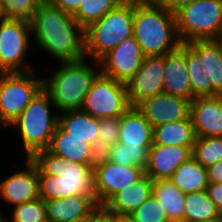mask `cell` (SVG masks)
<instances>
[{
    "instance_id": "cell-50",
    "label": "cell",
    "mask_w": 222,
    "mask_h": 222,
    "mask_svg": "<svg viewBox=\"0 0 222 222\" xmlns=\"http://www.w3.org/2000/svg\"><path fill=\"white\" fill-rule=\"evenodd\" d=\"M123 2H130V3H132V0H123Z\"/></svg>"
},
{
    "instance_id": "cell-3",
    "label": "cell",
    "mask_w": 222,
    "mask_h": 222,
    "mask_svg": "<svg viewBox=\"0 0 222 222\" xmlns=\"http://www.w3.org/2000/svg\"><path fill=\"white\" fill-rule=\"evenodd\" d=\"M86 61L87 58L59 62L61 65L52 71L51 76L43 77V90L50 96L53 110L56 109L58 114L81 110L93 80L101 72L99 62L91 60L92 65Z\"/></svg>"
},
{
    "instance_id": "cell-44",
    "label": "cell",
    "mask_w": 222,
    "mask_h": 222,
    "mask_svg": "<svg viewBox=\"0 0 222 222\" xmlns=\"http://www.w3.org/2000/svg\"><path fill=\"white\" fill-rule=\"evenodd\" d=\"M155 0H132V3L134 4H147V3H153Z\"/></svg>"
},
{
    "instance_id": "cell-20",
    "label": "cell",
    "mask_w": 222,
    "mask_h": 222,
    "mask_svg": "<svg viewBox=\"0 0 222 222\" xmlns=\"http://www.w3.org/2000/svg\"><path fill=\"white\" fill-rule=\"evenodd\" d=\"M118 141L133 149L152 146L153 126L136 106H131L120 116Z\"/></svg>"
},
{
    "instance_id": "cell-12",
    "label": "cell",
    "mask_w": 222,
    "mask_h": 222,
    "mask_svg": "<svg viewBox=\"0 0 222 222\" xmlns=\"http://www.w3.org/2000/svg\"><path fill=\"white\" fill-rule=\"evenodd\" d=\"M144 54L133 36L124 39L100 61L102 74L126 84L138 71Z\"/></svg>"
},
{
    "instance_id": "cell-36",
    "label": "cell",
    "mask_w": 222,
    "mask_h": 222,
    "mask_svg": "<svg viewBox=\"0 0 222 222\" xmlns=\"http://www.w3.org/2000/svg\"><path fill=\"white\" fill-rule=\"evenodd\" d=\"M119 123L120 117L99 119L98 137L110 147L118 142Z\"/></svg>"
},
{
    "instance_id": "cell-41",
    "label": "cell",
    "mask_w": 222,
    "mask_h": 222,
    "mask_svg": "<svg viewBox=\"0 0 222 222\" xmlns=\"http://www.w3.org/2000/svg\"><path fill=\"white\" fill-rule=\"evenodd\" d=\"M208 181L212 183H221L222 182V159L212 166L206 168Z\"/></svg>"
},
{
    "instance_id": "cell-24",
    "label": "cell",
    "mask_w": 222,
    "mask_h": 222,
    "mask_svg": "<svg viewBox=\"0 0 222 222\" xmlns=\"http://www.w3.org/2000/svg\"><path fill=\"white\" fill-rule=\"evenodd\" d=\"M152 195L162 206L169 222H184L185 193L169 179L153 180Z\"/></svg>"
},
{
    "instance_id": "cell-25",
    "label": "cell",
    "mask_w": 222,
    "mask_h": 222,
    "mask_svg": "<svg viewBox=\"0 0 222 222\" xmlns=\"http://www.w3.org/2000/svg\"><path fill=\"white\" fill-rule=\"evenodd\" d=\"M196 135L191 117L153 127V144L193 146Z\"/></svg>"
},
{
    "instance_id": "cell-10",
    "label": "cell",
    "mask_w": 222,
    "mask_h": 222,
    "mask_svg": "<svg viewBox=\"0 0 222 222\" xmlns=\"http://www.w3.org/2000/svg\"><path fill=\"white\" fill-rule=\"evenodd\" d=\"M30 36V22L14 19L0 21V73L33 71L26 60Z\"/></svg>"
},
{
    "instance_id": "cell-23",
    "label": "cell",
    "mask_w": 222,
    "mask_h": 222,
    "mask_svg": "<svg viewBox=\"0 0 222 222\" xmlns=\"http://www.w3.org/2000/svg\"><path fill=\"white\" fill-rule=\"evenodd\" d=\"M49 152L56 156L76 163L87 164L89 159L90 144L83 139L71 137L59 125L56 127L49 147Z\"/></svg>"
},
{
    "instance_id": "cell-46",
    "label": "cell",
    "mask_w": 222,
    "mask_h": 222,
    "mask_svg": "<svg viewBox=\"0 0 222 222\" xmlns=\"http://www.w3.org/2000/svg\"><path fill=\"white\" fill-rule=\"evenodd\" d=\"M118 222H133L129 217H118Z\"/></svg>"
},
{
    "instance_id": "cell-8",
    "label": "cell",
    "mask_w": 222,
    "mask_h": 222,
    "mask_svg": "<svg viewBox=\"0 0 222 222\" xmlns=\"http://www.w3.org/2000/svg\"><path fill=\"white\" fill-rule=\"evenodd\" d=\"M37 72L0 73V125L16 120L43 89V78Z\"/></svg>"
},
{
    "instance_id": "cell-27",
    "label": "cell",
    "mask_w": 222,
    "mask_h": 222,
    "mask_svg": "<svg viewBox=\"0 0 222 222\" xmlns=\"http://www.w3.org/2000/svg\"><path fill=\"white\" fill-rule=\"evenodd\" d=\"M169 180L185 194L204 191L209 184L207 169L193 156L184 161Z\"/></svg>"
},
{
    "instance_id": "cell-13",
    "label": "cell",
    "mask_w": 222,
    "mask_h": 222,
    "mask_svg": "<svg viewBox=\"0 0 222 222\" xmlns=\"http://www.w3.org/2000/svg\"><path fill=\"white\" fill-rule=\"evenodd\" d=\"M164 55L144 57L134 76L126 83L131 106H136L143 99L163 92Z\"/></svg>"
},
{
    "instance_id": "cell-35",
    "label": "cell",
    "mask_w": 222,
    "mask_h": 222,
    "mask_svg": "<svg viewBox=\"0 0 222 222\" xmlns=\"http://www.w3.org/2000/svg\"><path fill=\"white\" fill-rule=\"evenodd\" d=\"M127 217L133 222H169L162 206L153 195Z\"/></svg>"
},
{
    "instance_id": "cell-19",
    "label": "cell",
    "mask_w": 222,
    "mask_h": 222,
    "mask_svg": "<svg viewBox=\"0 0 222 222\" xmlns=\"http://www.w3.org/2000/svg\"><path fill=\"white\" fill-rule=\"evenodd\" d=\"M153 180L145 173L136 182L115 193L102 208L108 213L127 217L152 195Z\"/></svg>"
},
{
    "instance_id": "cell-32",
    "label": "cell",
    "mask_w": 222,
    "mask_h": 222,
    "mask_svg": "<svg viewBox=\"0 0 222 222\" xmlns=\"http://www.w3.org/2000/svg\"><path fill=\"white\" fill-rule=\"evenodd\" d=\"M150 148H129L121 142L110 147L108 160L124 166H138L146 168Z\"/></svg>"
},
{
    "instance_id": "cell-15",
    "label": "cell",
    "mask_w": 222,
    "mask_h": 222,
    "mask_svg": "<svg viewBox=\"0 0 222 222\" xmlns=\"http://www.w3.org/2000/svg\"><path fill=\"white\" fill-rule=\"evenodd\" d=\"M190 100L162 92L143 99L136 107L153 127L190 116Z\"/></svg>"
},
{
    "instance_id": "cell-31",
    "label": "cell",
    "mask_w": 222,
    "mask_h": 222,
    "mask_svg": "<svg viewBox=\"0 0 222 222\" xmlns=\"http://www.w3.org/2000/svg\"><path fill=\"white\" fill-rule=\"evenodd\" d=\"M192 156L205 168L222 159V136L196 137Z\"/></svg>"
},
{
    "instance_id": "cell-16",
    "label": "cell",
    "mask_w": 222,
    "mask_h": 222,
    "mask_svg": "<svg viewBox=\"0 0 222 222\" xmlns=\"http://www.w3.org/2000/svg\"><path fill=\"white\" fill-rule=\"evenodd\" d=\"M190 117L196 137L222 136V95L194 97Z\"/></svg>"
},
{
    "instance_id": "cell-26",
    "label": "cell",
    "mask_w": 222,
    "mask_h": 222,
    "mask_svg": "<svg viewBox=\"0 0 222 222\" xmlns=\"http://www.w3.org/2000/svg\"><path fill=\"white\" fill-rule=\"evenodd\" d=\"M186 63L192 95L206 96L205 40L186 43Z\"/></svg>"
},
{
    "instance_id": "cell-29",
    "label": "cell",
    "mask_w": 222,
    "mask_h": 222,
    "mask_svg": "<svg viewBox=\"0 0 222 222\" xmlns=\"http://www.w3.org/2000/svg\"><path fill=\"white\" fill-rule=\"evenodd\" d=\"M215 203L206 190L185 194L184 222H195L220 218Z\"/></svg>"
},
{
    "instance_id": "cell-21",
    "label": "cell",
    "mask_w": 222,
    "mask_h": 222,
    "mask_svg": "<svg viewBox=\"0 0 222 222\" xmlns=\"http://www.w3.org/2000/svg\"><path fill=\"white\" fill-rule=\"evenodd\" d=\"M48 222H71L89 216L99 205L95 195H78L45 201Z\"/></svg>"
},
{
    "instance_id": "cell-34",
    "label": "cell",
    "mask_w": 222,
    "mask_h": 222,
    "mask_svg": "<svg viewBox=\"0 0 222 222\" xmlns=\"http://www.w3.org/2000/svg\"><path fill=\"white\" fill-rule=\"evenodd\" d=\"M44 0H0L5 19L30 22L38 6Z\"/></svg>"
},
{
    "instance_id": "cell-9",
    "label": "cell",
    "mask_w": 222,
    "mask_h": 222,
    "mask_svg": "<svg viewBox=\"0 0 222 222\" xmlns=\"http://www.w3.org/2000/svg\"><path fill=\"white\" fill-rule=\"evenodd\" d=\"M131 107L126 84L101 72L93 80L81 110L94 118L120 117Z\"/></svg>"
},
{
    "instance_id": "cell-28",
    "label": "cell",
    "mask_w": 222,
    "mask_h": 222,
    "mask_svg": "<svg viewBox=\"0 0 222 222\" xmlns=\"http://www.w3.org/2000/svg\"><path fill=\"white\" fill-rule=\"evenodd\" d=\"M206 96L222 95V44L205 40Z\"/></svg>"
},
{
    "instance_id": "cell-14",
    "label": "cell",
    "mask_w": 222,
    "mask_h": 222,
    "mask_svg": "<svg viewBox=\"0 0 222 222\" xmlns=\"http://www.w3.org/2000/svg\"><path fill=\"white\" fill-rule=\"evenodd\" d=\"M25 167L0 182V198L16 206L39 198V178L36 165L25 158Z\"/></svg>"
},
{
    "instance_id": "cell-22",
    "label": "cell",
    "mask_w": 222,
    "mask_h": 222,
    "mask_svg": "<svg viewBox=\"0 0 222 222\" xmlns=\"http://www.w3.org/2000/svg\"><path fill=\"white\" fill-rule=\"evenodd\" d=\"M58 125L71 137L83 139L92 145L98 138L99 119L82 110L65 111L58 114Z\"/></svg>"
},
{
    "instance_id": "cell-37",
    "label": "cell",
    "mask_w": 222,
    "mask_h": 222,
    "mask_svg": "<svg viewBox=\"0 0 222 222\" xmlns=\"http://www.w3.org/2000/svg\"><path fill=\"white\" fill-rule=\"evenodd\" d=\"M110 146L105 144L99 137L90 145L89 159L87 164L92 171L103 166L109 158Z\"/></svg>"
},
{
    "instance_id": "cell-49",
    "label": "cell",
    "mask_w": 222,
    "mask_h": 222,
    "mask_svg": "<svg viewBox=\"0 0 222 222\" xmlns=\"http://www.w3.org/2000/svg\"><path fill=\"white\" fill-rule=\"evenodd\" d=\"M0 222H5V217L2 216L1 212H0Z\"/></svg>"
},
{
    "instance_id": "cell-6",
    "label": "cell",
    "mask_w": 222,
    "mask_h": 222,
    "mask_svg": "<svg viewBox=\"0 0 222 222\" xmlns=\"http://www.w3.org/2000/svg\"><path fill=\"white\" fill-rule=\"evenodd\" d=\"M134 3L122 2L84 29L85 55L99 62L124 39L133 36Z\"/></svg>"
},
{
    "instance_id": "cell-17",
    "label": "cell",
    "mask_w": 222,
    "mask_h": 222,
    "mask_svg": "<svg viewBox=\"0 0 222 222\" xmlns=\"http://www.w3.org/2000/svg\"><path fill=\"white\" fill-rule=\"evenodd\" d=\"M193 146L152 144L145 173L152 180L169 179L176 169L192 157Z\"/></svg>"
},
{
    "instance_id": "cell-11",
    "label": "cell",
    "mask_w": 222,
    "mask_h": 222,
    "mask_svg": "<svg viewBox=\"0 0 222 222\" xmlns=\"http://www.w3.org/2000/svg\"><path fill=\"white\" fill-rule=\"evenodd\" d=\"M144 174V168L124 166L108 160L93 171V191L97 204L102 207L115 193L130 186Z\"/></svg>"
},
{
    "instance_id": "cell-47",
    "label": "cell",
    "mask_w": 222,
    "mask_h": 222,
    "mask_svg": "<svg viewBox=\"0 0 222 222\" xmlns=\"http://www.w3.org/2000/svg\"><path fill=\"white\" fill-rule=\"evenodd\" d=\"M5 17L3 15L2 9H1V4H0V21L4 20Z\"/></svg>"
},
{
    "instance_id": "cell-7",
    "label": "cell",
    "mask_w": 222,
    "mask_h": 222,
    "mask_svg": "<svg viewBox=\"0 0 222 222\" xmlns=\"http://www.w3.org/2000/svg\"><path fill=\"white\" fill-rule=\"evenodd\" d=\"M175 16L181 43L217 39L222 29V0H195Z\"/></svg>"
},
{
    "instance_id": "cell-33",
    "label": "cell",
    "mask_w": 222,
    "mask_h": 222,
    "mask_svg": "<svg viewBox=\"0 0 222 222\" xmlns=\"http://www.w3.org/2000/svg\"><path fill=\"white\" fill-rule=\"evenodd\" d=\"M13 208L11 218L5 217V222H48L46 204L41 198L16 205Z\"/></svg>"
},
{
    "instance_id": "cell-48",
    "label": "cell",
    "mask_w": 222,
    "mask_h": 222,
    "mask_svg": "<svg viewBox=\"0 0 222 222\" xmlns=\"http://www.w3.org/2000/svg\"><path fill=\"white\" fill-rule=\"evenodd\" d=\"M217 40L222 44V29H221L220 35L217 38Z\"/></svg>"
},
{
    "instance_id": "cell-4",
    "label": "cell",
    "mask_w": 222,
    "mask_h": 222,
    "mask_svg": "<svg viewBox=\"0 0 222 222\" xmlns=\"http://www.w3.org/2000/svg\"><path fill=\"white\" fill-rule=\"evenodd\" d=\"M133 37L145 57L165 55L181 44L175 14L153 3L134 4Z\"/></svg>"
},
{
    "instance_id": "cell-2",
    "label": "cell",
    "mask_w": 222,
    "mask_h": 222,
    "mask_svg": "<svg viewBox=\"0 0 222 222\" xmlns=\"http://www.w3.org/2000/svg\"><path fill=\"white\" fill-rule=\"evenodd\" d=\"M30 160L38 169L39 198L44 201L78 195H94L93 171L88 164L76 163L46 150Z\"/></svg>"
},
{
    "instance_id": "cell-1",
    "label": "cell",
    "mask_w": 222,
    "mask_h": 222,
    "mask_svg": "<svg viewBox=\"0 0 222 222\" xmlns=\"http://www.w3.org/2000/svg\"><path fill=\"white\" fill-rule=\"evenodd\" d=\"M30 26L34 44L54 57L56 62L86 58L84 29L72 14L44 0L35 11Z\"/></svg>"
},
{
    "instance_id": "cell-42",
    "label": "cell",
    "mask_w": 222,
    "mask_h": 222,
    "mask_svg": "<svg viewBox=\"0 0 222 222\" xmlns=\"http://www.w3.org/2000/svg\"><path fill=\"white\" fill-rule=\"evenodd\" d=\"M93 222H118V216L112 215L98 206L93 211Z\"/></svg>"
},
{
    "instance_id": "cell-45",
    "label": "cell",
    "mask_w": 222,
    "mask_h": 222,
    "mask_svg": "<svg viewBox=\"0 0 222 222\" xmlns=\"http://www.w3.org/2000/svg\"><path fill=\"white\" fill-rule=\"evenodd\" d=\"M195 222H222V216L220 218L210 219V220H201Z\"/></svg>"
},
{
    "instance_id": "cell-40",
    "label": "cell",
    "mask_w": 222,
    "mask_h": 222,
    "mask_svg": "<svg viewBox=\"0 0 222 222\" xmlns=\"http://www.w3.org/2000/svg\"><path fill=\"white\" fill-rule=\"evenodd\" d=\"M50 4L54 5L55 7H58L64 12L74 14L82 1L84 0H47Z\"/></svg>"
},
{
    "instance_id": "cell-30",
    "label": "cell",
    "mask_w": 222,
    "mask_h": 222,
    "mask_svg": "<svg viewBox=\"0 0 222 222\" xmlns=\"http://www.w3.org/2000/svg\"><path fill=\"white\" fill-rule=\"evenodd\" d=\"M123 0H84L73 14L75 20L85 29L101 19L107 12L118 7Z\"/></svg>"
},
{
    "instance_id": "cell-5",
    "label": "cell",
    "mask_w": 222,
    "mask_h": 222,
    "mask_svg": "<svg viewBox=\"0 0 222 222\" xmlns=\"http://www.w3.org/2000/svg\"><path fill=\"white\" fill-rule=\"evenodd\" d=\"M52 106L54 107L50 96L42 89L20 116L8 126L18 131L25 157L28 159L36 152L46 150L50 145L58 126V114L51 111Z\"/></svg>"
},
{
    "instance_id": "cell-38",
    "label": "cell",
    "mask_w": 222,
    "mask_h": 222,
    "mask_svg": "<svg viewBox=\"0 0 222 222\" xmlns=\"http://www.w3.org/2000/svg\"><path fill=\"white\" fill-rule=\"evenodd\" d=\"M206 191L210 199L215 203L218 212L222 216V182L221 183L209 182Z\"/></svg>"
},
{
    "instance_id": "cell-39",
    "label": "cell",
    "mask_w": 222,
    "mask_h": 222,
    "mask_svg": "<svg viewBox=\"0 0 222 222\" xmlns=\"http://www.w3.org/2000/svg\"><path fill=\"white\" fill-rule=\"evenodd\" d=\"M193 1L195 0H155L153 4L175 14L186 4L192 3Z\"/></svg>"
},
{
    "instance_id": "cell-18",
    "label": "cell",
    "mask_w": 222,
    "mask_h": 222,
    "mask_svg": "<svg viewBox=\"0 0 222 222\" xmlns=\"http://www.w3.org/2000/svg\"><path fill=\"white\" fill-rule=\"evenodd\" d=\"M163 92L190 101L194 98L186 63V43L164 55Z\"/></svg>"
},
{
    "instance_id": "cell-43",
    "label": "cell",
    "mask_w": 222,
    "mask_h": 222,
    "mask_svg": "<svg viewBox=\"0 0 222 222\" xmlns=\"http://www.w3.org/2000/svg\"><path fill=\"white\" fill-rule=\"evenodd\" d=\"M71 222H93V212L84 218L73 220Z\"/></svg>"
}]
</instances>
